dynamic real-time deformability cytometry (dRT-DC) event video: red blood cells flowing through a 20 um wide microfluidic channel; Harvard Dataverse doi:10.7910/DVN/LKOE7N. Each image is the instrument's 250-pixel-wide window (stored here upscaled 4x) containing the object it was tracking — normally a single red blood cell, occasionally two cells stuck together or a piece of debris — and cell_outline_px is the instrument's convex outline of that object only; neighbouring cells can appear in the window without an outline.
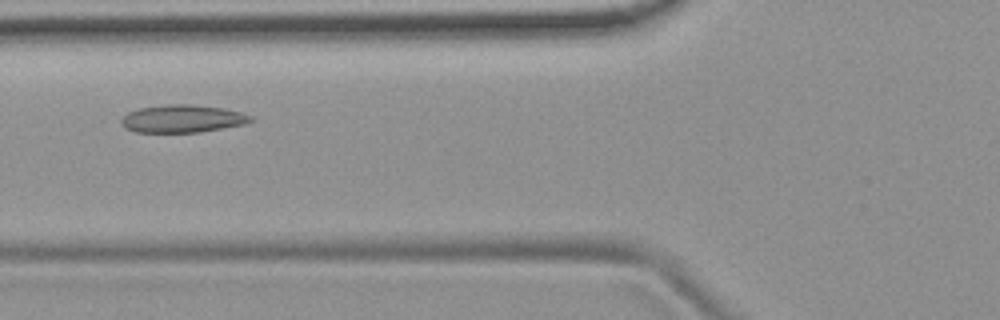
{"species": "common noctule bat (a hibernating species)", "species_latin": "Nyctalus noctula", "temperature_condition": "room temperature", "stored_images_in_passage": 45, "camera_frame_rate_fps": 3000, "um_per_image_px": 0.085, "animal": {"sex": "female", "body_mass_g": 19.9}, "frame": {"image": 1, "passage_image": 14, "time_ms": 4.333, "image_size_px": [1000, 320], "cell_outline_px": [[252, 120], [244, 124], [200, 132], [136, 132], [124, 128], [120, 124], [120, 120], [128, 112], [140, 108], [164, 104], [192, 104], [224, 108], [240, 112], [252, 116]], "centroid_in_image_um": [15.47, 10.08], "position_along_channel_um": 110.3, "area_um2": 20.92}}
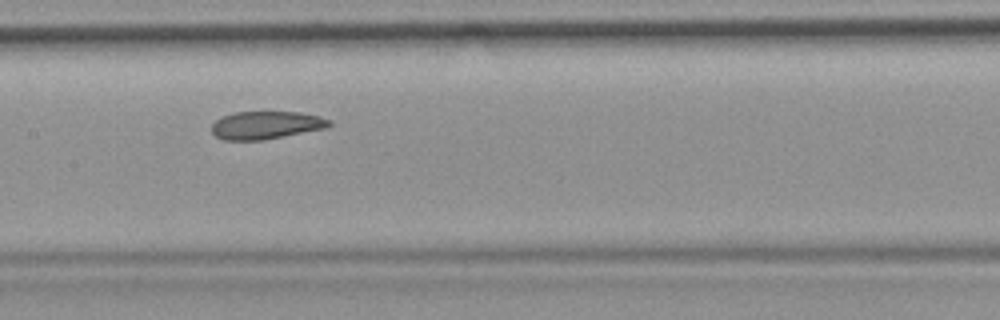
{"frame": {"image": 2, "passage_image": 20, "time_ms": 6.333, "image_size_px": [1000, 320], "cell_outline_px": [[332, 124], [324, 128], [264, 140], [224, 140], [216, 136], [212, 132], [212, 124], [220, 116], [232, 112], [300, 112], [320, 116], [332, 120]], "centroid_in_image_um": [22.59, 10.63], "position_along_channel_um": 184.8, "area_um2": 19.13}}
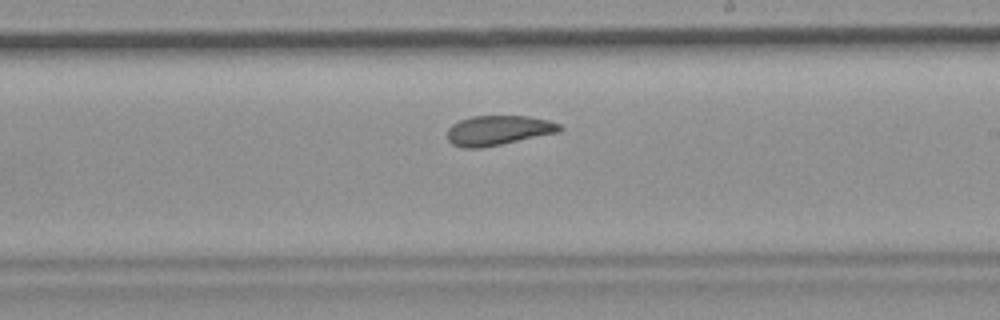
{"frame": {"image": 3, "passage_image": 25, "time_ms": 8.0, "image_size_px": [1000, 320], "cell_outline_px": [[564, 128], [560, 132], [480, 148], [464, 148], [452, 144], [448, 140], [448, 128], [452, 124], [460, 120], [472, 116], [528, 116], [548, 120], [560, 124]], "centroid_in_image_um": [42.36, 11.07], "position_along_channel_um": 246.6, "area_um2": 19.42}}